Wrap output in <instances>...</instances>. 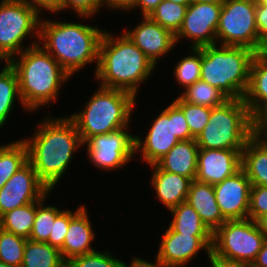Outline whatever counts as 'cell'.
Masks as SVG:
<instances>
[{
  "label": "cell",
  "instance_id": "8",
  "mask_svg": "<svg viewBox=\"0 0 267 267\" xmlns=\"http://www.w3.org/2000/svg\"><path fill=\"white\" fill-rule=\"evenodd\" d=\"M41 15L25 0L0 2V61L9 62L26 48L22 42L30 35L39 39ZM33 32V33H32ZM25 48V49H24Z\"/></svg>",
  "mask_w": 267,
  "mask_h": 267
},
{
  "label": "cell",
  "instance_id": "38",
  "mask_svg": "<svg viewBox=\"0 0 267 267\" xmlns=\"http://www.w3.org/2000/svg\"><path fill=\"white\" fill-rule=\"evenodd\" d=\"M69 222L70 209H63V211L55 218V222L48 239V243L51 246L56 247L59 250L63 247V243L69 227Z\"/></svg>",
  "mask_w": 267,
  "mask_h": 267
},
{
  "label": "cell",
  "instance_id": "20",
  "mask_svg": "<svg viewBox=\"0 0 267 267\" xmlns=\"http://www.w3.org/2000/svg\"><path fill=\"white\" fill-rule=\"evenodd\" d=\"M243 100L255 119L267 109V49L255 53L253 57Z\"/></svg>",
  "mask_w": 267,
  "mask_h": 267
},
{
  "label": "cell",
  "instance_id": "22",
  "mask_svg": "<svg viewBox=\"0 0 267 267\" xmlns=\"http://www.w3.org/2000/svg\"><path fill=\"white\" fill-rule=\"evenodd\" d=\"M186 201L212 233L226 221L216 202L213 185L192 180Z\"/></svg>",
  "mask_w": 267,
  "mask_h": 267
},
{
  "label": "cell",
  "instance_id": "37",
  "mask_svg": "<svg viewBox=\"0 0 267 267\" xmlns=\"http://www.w3.org/2000/svg\"><path fill=\"white\" fill-rule=\"evenodd\" d=\"M267 213V186L252 185L248 218L256 221Z\"/></svg>",
  "mask_w": 267,
  "mask_h": 267
},
{
  "label": "cell",
  "instance_id": "50",
  "mask_svg": "<svg viewBox=\"0 0 267 267\" xmlns=\"http://www.w3.org/2000/svg\"><path fill=\"white\" fill-rule=\"evenodd\" d=\"M0 267H15V266H11V265H8V264L0 261Z\"/></svg>",
  "mask_w": 267,
  "mask_h": 267
},
{
  "label": "cell",
  "instance_id": "42",
  "mask_svg": "<svg viewBox=\"0 0 267 267\" xmlns=\"http://www.w3.org/2000/svg\"><path fill=\"white\" fill-rule=\"evenodd\" d=\"M211 266L210 267H253L252 263L228 259L222 256H208Z\"/></svg>",
  "mask_w": 267,
  "mask_h": 267
},
{
  "label": "cell",
  "instance_id": "36",
  "mask_svg": "<svg viewBox=\"0 0 267 267\" xmlns=\"http://www.w3.org/2000/svg\"><path fill=\"white\" fill-rule=\"evenodd\" d=\"M123 263L104 250L73 257L66 262V267H122Z\"/></svg>",
  "mask_w": 267,
  "mask_h": 267
},
{
  "label": "cell",
  "instance_id": "15",
  "mask_svg": "<svg viewBox=\"0 0 267 267\" xmlns=\"http://www.w3.org/2000/svg\"><path fill=\"white\" fill-rule=\"evenodd\" d=\"M213 235H186L174 232L169 226L163 233L156 260L166 267H184L199 251L211 253Z\"/></svg>",
  "mask_w": 267,
  "mask_h": 267
},
{
  "label": "cell",
  "instance_id": "47",
  "mask_svg": "<svg viewBox=\"0 0 267 267\" xmlns=\"http://www.w3.org/2000/svg\"><path fill=\"white\" fill-rule=\"evenodd\" d=\"M256 132L267 141V118L256 119Z\"/></svg>",
  "mask_w": 267,
  "mask_h": 267
},
{
  "label": "cell",
  "instance_id": "27",
  "mask_svg": "<svg viewBox=\"0 0 267 267\" xmlns=\"http://www.w3.org/2000/svg\"><path fill=\"white\" fill-rule=\"evenodd\" d=\"M169 211L173 216L169 227L174 232L186 235H213L202 222L197 211L187 201Z\"/></svg>",
  "mask_w": 267,
  "mask_h": 267
},
{
  "label": "cell",
  "instance_id": "25",
  "mask_svg": "<svg viewBox=\"0 0 267 267\" xmlns=\"http://www.w3.org/2000/svg\"><path fill=\"white\" fill-rule=\"evenodd\" d=\"M17 98L21 106L28 111L20 96L17 73L9 62H5L3 69L0 70V128L4 127L8 120Z\"/></svg>",
  "mask_w": 267,
  "mask_h": 267
},
{
  "label": "cell",
  "instance_id": "43",
  "mask_svg": "<svg viewBox=\"0 0 267 267\" xmlns=\"http://www.w3.org/2000/svg\"><path fill=\"white\" fill-rule=\"evenodd\" d=\"M163 0H135L133 6L129 9H140L142 16H149V14L162 2Z\"/></svg>",
  "mask_w": 267,
  "mask_h": 267
},
{
  "label": "cell",
  "instance_id": "16",
  "mask_svg": "<svg viewBox=\"0 0 267 267\" xmlns=\"http://www.w3.org/2000/svg\"><path fill=\"white\" fill-rule=\"evenodd\" d=\"M251 186L242 169L221 183L213 185L216 202L226 220L248 218Z\"/></svg>",
  "mask_w": 267,
  "mask_h": 267
},
{
  "label": "cell",
  "instance_id": "7",
  "mask_svg": "<svg viewBox=\"0 0 267 267\" xmlns=\"http://www.w3.org/2000/svg\"><path fill=\"white\" fill-rule=\"evenodd\" d=\"M256 133V119L243 99H228L211 108L208 124L197 136L199 149L243 150Z\"/></svg>",
  "mask_w": 267,
  "mask_h": 267
},
{
  "label": "cell",
  "instance_id": "10",
  "mask_svg": "<svg viewBox=\"0 0 267 267\" xmlns=\"http://www.w3.org/2000/svg\"><path fill=\"white\" fill-rule=\"evenodd\" d=\"M265 241L256 223L249 218L226 220L214 233L209 256L252 263Z\"/></svg>",
  "mask_w": 267,
  "mask_h": 267
},
{
  "label": "cell",
  "instance_id": "2",
  "mask_svg": "<svg viewBox=\"0 0 267 267\" xmlns=\"http://www.w3.org/2000/svg\"><path fill=\"white\" fill-rule=\"evenodd\" d=\"M155 68L124 32L116 37L104 31L94 77L100 80L101 87L125 90L136 97L139 86Z\"/></svg>",
  "mask_w": 267,
  "mask_h": 267
},
{
  "label": "cell",
  "instance_id": "41",
  "mask_svg": "<svg viewBox=\"0 0 267 267\" xmlns=\"http://www.w3.org/2000/svg\"><path fill=\"white\" fill-rule=\"evenodd\" d=\"M27 1L39 14L42 10L50 11V13H59L62 10L64 0H25Z\"/></svg>",
  "mask_w": 267,
  "mask_h": 267
},
{
  "label": "cell",
  "instance_id": "51",
  "mask_svg": "<svg viewBox=\"0 0 267 267\" xmlns=\"http://www.w3.org/2000/svg\"><path fill=\"white\" fill-rule=\"evenodd\" d=\"M258 118H267V109Z\"/></svg>",
  "mask_w": 267,
  "mask_h": 267
},
{
  "label": "cell",
  "instance_id": "19",
  "mask_svg": "<svg viewBox=\"0 0 267 267\" xmlns=\"http://www.w3.org/2000/svg\"><path fill=\"white\" fill-rule=\"evenodd\" d=\"M70 211V222L63 247L60 249L65 262L73 257L95 252L92 241L95 238L90 218L84 205Z\"/></svg>",
  "mask_w": 267,
  "mask_h": 267
},
{
  "label": "cell",
  "instance_id": "24",
  "mask_svg": "<svg viewBox=\"0 0 267 267\" xmlns=\"http://www.w3.org/2000/svg\"><path fill=\"white\" fill-rule=\"evenodd\" d=\"M241 169L251 185L267 186V141L257 132L241 152Z\"/></svg>",
  "mask_w": 267,
  "mask_h": 267
},
{
  "label": "cell",
  "instance_id": "32",
  "mask_svg": "<svg viewBox=\"0 0 267 267\" xmlns=\"http://www.w3.org/2000/svg\"><path fill=\"white\" fill-rule=\"evenodd\" d=\"M186 9L187 5L163 0L149 17L176 35L183 25Z\"/></svg>",
  "mask_w": 267,
  "mask_h": 267
},
{
  "label": "cell",
  "instance_id": "14",
  "mask_svg": "<svg viewBox=\"0 0 267 267\" xmlns=\"http://www.w3.org/2000/svg\"><path fill=\"white\" fill-rule=\"evenodd\" d=\"M48 191L28 161L0 189V217L15 208L39 201Z\"/></svg>",
  "mask_w": 267,
  "mask_h": 267
},
{
  "label": "cell",
  "instance_id": "28",
  "mask_svg": "<svg viewBox=\"0 0 267 267\" xmlns=\"http://www.w3.org/2000/svg\"><path fill=\"white\" fill-rule=\"evenodd\" d=\"M28 162L25 142L20 139L0 146V189Z\"/></svg>",
  "mask_w": 267,
  "mask_h": 267
},
{
  "label": "cell",
  "instance_id": "33",
  "mask_svg": "<svg viewBox=\"0 0 267 267\" xmlns=\"http://www.w3.org/2000/svg\"><path fill=\"white\" fill-rule=\"evenodd\" d=\"M189 56H185L174 68V76L179 85L186 89L200 80L202 51L199 48H190Z\"/></svg>",
  "mask_w": 267,
  "mask_h": 267
},
{
  "label": "cell",
  "instance_id": "1",
  "mask_svg": "<svg viewBox=\"0 0 267 267\" xmlns=\"http://www.w3.org/2000/svg\"><path fill=\"white\" fill-rule=\"evenodd\" d=\"M37 126L33 137L22 140L39 180L52 191L70 166L73 153L84 145L69 117L48 116Z\"/></svg>",
  "mask_w": 267,
  "mask_h": 267
},
{
  "label": "cell",
  "instance_id": "34",
  "mask_svg": "<svg viewBox=\"0 0 267 267\" xmlns=\"http://www.w3.org/2000/svg\"><path fill=\"white\" fill-rule=\"evenodd\" d=\"M27 239L0 228V261L21 267Z\"/></svg>",
  "mask_w": 267,
  "mask_h": 267
},
{
  "label": "cell",
  "instance_id": "13",
  "mask_svg": "<svg viewBox=\"0 0 267 267\" xmlns=\"http://www.w3.org/2000/svg\"><path fill=\"white\" fill-rule=\"evenodd\" d=\"M222 8L221 1L191 2L186 9L183 25L175 35L179 39L193 41L190 48L218 44L216 31Z\"/></svg>",
  "mask_w": 267,
  "mask_h": 267
},
{
  "label": "cell",
  "instance_id": "18",
  "mask_svg": "<svg viewBox=\"0 0 267 267\" xmlns=\"http://www.w3.org/2000/svg\"><path fill=\"white\" fill-rule=\"evenodd\" d=\"M229 149H199L195 180L215 185L241 169V152Z\"/></svg>",
  "mask_w": 267,
  "mask_h": 267
},
{
  "label": "cell",
  "instance_id": "39",
  "mask_svg": "<svg viewBox=\"0 0 267 267\" xmlns=\"http://www.w3.org/2000/svg\"><path fill=\"white\" fill-rule=\"evenodd\" d=\"M101 7H104L101 0H64L62 11L71 8L80 18H90L97 14Z\"/></svg>",
  "mask_w": 267,
  "mask_h": 267
},
{
  "label": "cell",
  "instance_id": "44",
  "mask_svg": "<svg viewBox=\"0 0 267 267\" xmlns=\"http://www.w3.org/2000/svg\"><path fill=\"white\" fill-rule=\"evenodd\" d=\"M102 5L106 8L128 11L134 4L135 0H101Z\"/></svg>",
  "mask_w": 267,
  "mask_h": 267
},
{
  "label": "cell",
  "instance_id": "45",
  "mask_svg": "<svg viewBox=\"0 0 267 267\" xmlns=\"http://www.w3.org/2000/svg\"><path fill=\"white\" fill-rule=\"evenodd\" d=\"M156 263L146 261L140 257H134L131 260L130 266L126 263H123L122 267H166L163 263L158 260H155Z\"/></svg>",
  "mask_w": 267,
  "mask_h": 267
},
{
  "label": "cell",
  "instance_id": "11",
  "mask_svg": "<svg viewBox=\"0 0 267 267\" xmlns=\"http://www.w3.org/2000/svg\"><path fill=\"white\" fill-rule=\"evenodd\" d=\"M257 0H224L216 37L221 45L244 46L259 52ZM220 40V41H219Z\"/></svg>",
  "mask_w": 267,
  "mask_h": 267
},
{
  "label": "cell",
  "instance_id": "3",
  "mask_svg": "<svg viewBox=\"0 0 267 267\" xmlns=\"http://www.w3.org/2000/svg\"><path fill=\"white\" fill-rule=\"evenodd\" d=\"M104 29L81 23L40 21V45L66 70L73 74L89 63L99 61V46ZM43 44V45H42Z\"/></svg>",
  "mask_w": 267,
  "mask_h": 267
},
{
  "label": "cell",
  "instance_id": "48",
  "mask_svg": "<svg viewBox=\"0 0 267 267\" xmlns=\"http://www.w3.org/2000/svg\"><path fill=\"white\" fill-rule=\"evenodd\" d=\"M256 223L260 229V232L264 235L265 239H267V213L260 216Z\"/></svg>",
  "mask_w": 267,
  "mask_h": 267
},
{
  "label": "cell",
  "instance_id": "30",
  "mask_svg": "<svg viewBox=\"0 0 267 267\" xmlns=\"http://www.w3.org/2000/svg\"><path fill=\"white\" fill-rule=\"evenodd\" d=\"M180 97L190 104L209 108L220 106L228 100L222 91L201 79L188 86Z\"/></svg>",
  "mask_w": 267,
  "mask_h": 267
},
{
  "label": "cell",
  "instance_id": "52",
  "mask_svg": "<svg viewBox=\"0 0 267 267\" xmlns=\"http://www.w3.org/2000/svg\"><path fill=\"white\" fill-rule=\"evenodd\" d=\"M201 1H211V0H191V2H201ZM215 1L223 2L224 0H215Z\"/></svg>",
  "mask_w": 267,
  "mask_h": 267
},
{
  "label": "cell",
  "instance_id": "12",
  "mask_svg": "<svg viewBox=\"0 0 267 267\" xmlns=\"http://www.w3.org/2000/svg\"><path fill=\"white\" fill-rule=\"evenodd\" d=\"M129 128L91 137L83 143L87 146L89 160L97 168L116 170L125 166L135 155V136L128 132Z\"/></svg>",
  "mask_w": 267,
  "mask_h": 267
},
{
  "label": "cell",
  "instance_id": "17",
  "mask_svg": "<svg viewBox=\"0 0 267 267\" xmlns=\"http://www.w3.org/2000/svg\"><path fill=\"white\" fill-rule=\"evenodd\" d=\"M142 19L134 29H126L124 33L156 66L158 60L175 47V35L149 16Z\"/></svg>",
  "mask_w": 267,
  "mask_h": 267
},
{
  "label": "cell",
  "instance_id": "35",
  "mask_svg": "<svg viewBox=\"0 0 267 267\" xmlns=\"http://www.w3.org/2000/svg\"><path fill=\"white\" fill-rule=\"evenodd\" d=\"M173 103L183 112L191 135L196 139L209 122L211 108L194 105L184 101L178 96Z\"/></svg>",
  "mask_w": 267,
  "mask_h": 267
},
{
  "label": "cell",
  "instance_id": "5",
  "mask_svg": "<svg viewBox=\"0 0 267 267\" xmlns=\"http://www.w3.org/2000/svg\"><path fill=\"white\" fill-rule=\"evenodd\" d=\"M199 49L202 51L200 79L218 88L228 99H243L256 52L244 46L220 43Z\"/></svg>",
  "mask_w": 267,
  "mask_h": 267
},
{
  "label": "cell",
  "instance_id": "40",
  "mask_svg": "<svg viewBox=\"0 0 267 267\" xmlns=\"http://www.w3.org/2000/svg\"><path fill=\"white\" fill-rule=\"evenodd\" d=\"M256 26L258 29L259 51L267 49V5L257 0L256 5Z\"/></svg>",
  "mask_w": 267,
  "mask_h": 267
},
{
  "label": "cell",
  "instance_id": "49",
  "mask_svg": "<svg viewBox=\"0 0 267 267\" xmlns=\"http://www.w3.org/2000/svg\"><path fill=\"white\" fill-rule=\"evenodd\" d=\"M168 1H172L174 3L183 4L187 6L191 3V0H168Z\"/></svg>",
  "mask_w": 267,
  "mask_h": 267
},
{
  "label": "cell",
  "instance_id": "31",
  "mask_svg": "<svg viewBox=\"0 0 267 267\" xmlns=\"http://www.w3.org/2000/svg\"><path fill=\"white\" fill-rule=\"evenodd\" d=\"M49 190L39 201L36 202V216L30 233V240L48 243V239L55 222V218L63 211L55 206H44L45 198Z\"/></svg>",
  "mask_w": 267,
  "mask_h": 267
},
{
  "label": "cell",
  "instance_id": "46",
  "mask_svg": "<svg viewBox=\"0 0 267 267\" xmlns=\"http://www.w3.org/2000/svg\"><path fill=\"white\" fill-rule=\"evenodd\" d=\"M253 267H267V239H265L256 259L252 262Z\"/></svg>",
  "mask_w": 267,
  "mask_h": 267
},
{
  "label": "cell",
  "instance_id": "21",
  "mask_svg": "<svg viewBox=\"0 0 267 267\" xmlns=\"http://www.w3.org/2000/svg\"><path fill=\"white\" fill-rule=\"evenodd\" d=\"M153 168L150 183L156 192V197L168 210L185 202L192 180L185 176L161 170L156 164Z\"/></svg>",
  "mask_w": 267,
  "mask_h": 267
},
{
  "label": "cell",
  "instance_id": "23",
  "mask_svg": "<svg viewBox=\"0 0 267 267\" xmlns=\"http://www.w3.org/2000/svg\"><path fill=\"white\" fill-rule=\"evenodd\" d=\"M199 147L195 139L179 141L156 165L163 171L195 180Z\"/></svg>",
  "mask_w": 267,
  "mask_h": 267
},
{
  "label": "cell",
  "instance_id": "53",
  "mask_svg": "<svg viewBox=\"0 0 267 267\" xmlns=\"http://www.w3.org/2000/svg\"><path fill=\"white\" fill-rule=\"evenodd\" d=\"M261 4L267 5V0H258Z\"/></svg>",
  "mask_w": 267,
  "mask_h": 267
},
{
  "label": "cell",
  "instance_id": "4",
  "mask_svg": "<svg viewBox=\"0 0 267 267\" xmlns=\"http://www.w3.org/2000/svg\"><path fill=\"white\" fill-rule=\"evenodd\" d=\"M9 64L17 73L23 104L32 112L57 101L61 85L71 77L40 43L26 48Z\"/></svg>",
  "mask_w": 267,
  "mask_h": 267
},
{
  "label": "cell",
  "instance_id": "29",
  "mask_svg": "<svg viewBox=\"0 0 267 267\" xmlns=\"http://www.w3.org/2000/svg\"><path fill=\"white\" fill-rule=\"evenodd\" d=\"M36 216V202L6 212L0 217V228L29 239Z\"/></svg>",
  "mask_w": 267,
  "mask_h": 267
},
{
  "label": "cell",
  "instance_id": "26",
  "mask_svg": "<svg viewBox=\"0 0 267 267\" xmlns=\"http://www.w3.org/2000/svg\"><path fill=\"white\" fill-rule=\"evenodd\" d=\"M21 267H66V262L58 248L27 239Z\"/></svg>",
  "mask_w": 267,
  "mask_h": 267
},
{
  "label": "cell",
  "instance_id": "9",
  "mask_svg": "<svg viewBox=\"0 0 267 267\" xmlns=\"http://www.w3.org/2000/svg\"><path fill=\"white\" fill-rule=\"evenodd\" d=\"M195 139L187 124L183 112L173 103L165 107L152 121L144 140L135 136V152L149 166L155 165L179 141Z\"/></svg>",
  "mask_w": 267,
  "mask_h": 267
},
{
  "label": "cell",
  "instance_id": "6",
  "mask_svg": "<svg viewBox=\"0 0 267 267\" xmlns=\"http://www.w3.org/2000/svg\"><path fill=\"white\" fill-rule=\"evenodd\" d=\"M136 98L121 89L99 86L84 109L68 116L76 125L82 143L91 137L130 128Z\"/></svg>",
  "mask_w": 267,
  "mask_h": 267
}]
</instances>
